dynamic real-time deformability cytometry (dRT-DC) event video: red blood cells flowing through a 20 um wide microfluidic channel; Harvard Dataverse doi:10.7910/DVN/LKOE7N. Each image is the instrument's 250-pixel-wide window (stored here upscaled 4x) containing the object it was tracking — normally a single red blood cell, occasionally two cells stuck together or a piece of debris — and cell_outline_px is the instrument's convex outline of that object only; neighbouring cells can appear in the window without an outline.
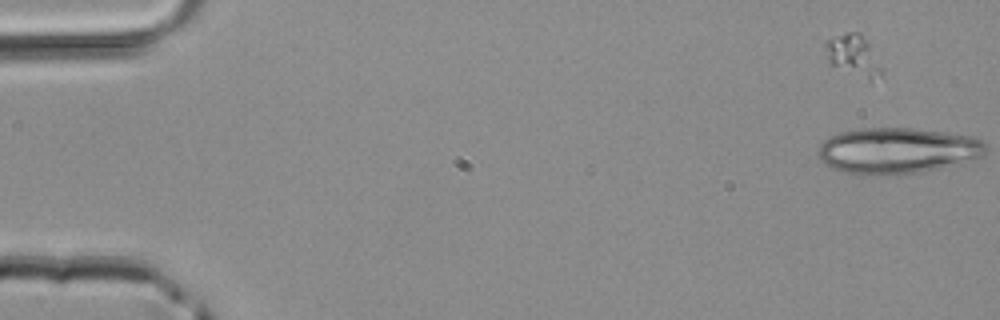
{"species": "common noctule bat (a hibernating species)", "species_latin": "Nyctalus noctula", "temperature_condition": "room temperature", "stored_images_in_passage": 5, "segment_of_instrument_passage": [1, 2], "camera_frame_rate_fps": 3000, "um_per_image_px": 0.085, "animal": {"sex": "male", "body_mass_g": 20.4}, "frame": {"image": 1, "passage_image": 2, "time_ms": 0.333, "image_size_px": [1000, 320], "cell_outline_px": [[880, 76], [872, 80], [868, 80], [828, 64], [824, 44], [828, 40], [836, 36], [848, 32], [860, 32], [868, 44], [880, 68]], "centroid_in_image_um": [72.46, 4.71], "position_along_channel_um": 12.5, "area_um2": 13.01}}